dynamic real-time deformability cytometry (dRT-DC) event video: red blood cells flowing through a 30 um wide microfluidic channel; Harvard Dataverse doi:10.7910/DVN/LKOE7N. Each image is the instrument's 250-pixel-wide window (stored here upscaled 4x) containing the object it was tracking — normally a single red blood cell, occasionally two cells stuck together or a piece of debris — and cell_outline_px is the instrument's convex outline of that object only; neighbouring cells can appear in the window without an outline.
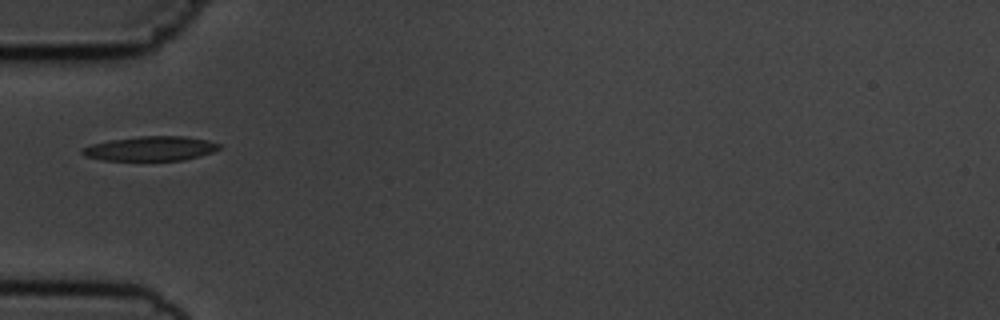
{"species": "common noctule bat (a hibernating species)", "species_latin": "Nyctalus noctula", "temperature_condition": "cold", "stored_images_in_passage": 5, "camera_frame_rate_fps": 3000, "um_per_image_px": 0.085, "animal": {"sex": "male", "body_mass_g": 19.5, "forearm_length_mm": 54.6}, "frame": {"image": 1, "passage_image": 2, "time_ms": 1.333, "image_size_px": [1000, 320], "cell_outline_px": [[224, 148], [212, 152], [184, 160], [104, 160], [84, 156], [80, 152], [80, 148], [92, 144], [108, 140], [140, 136], [184, 136], [208, 140], [220, 144]], "centroid_in_image_um": [12.8, 12.62], "position_along_channel_um": 72.2, "area_um2": 19.65}}
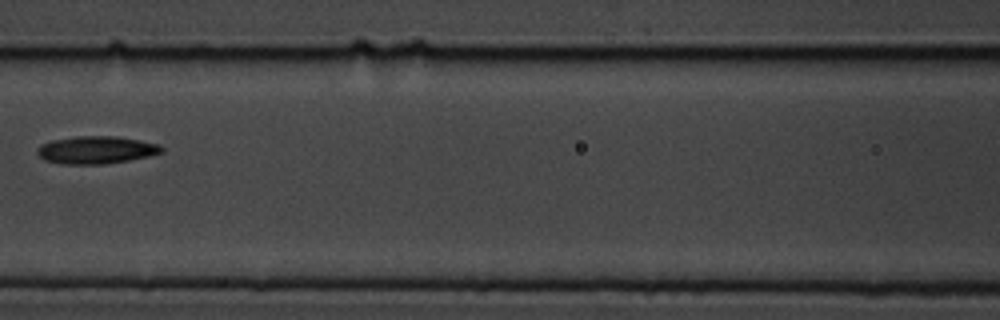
{"frame": {"image": 2, "passage_image": 4, "time_ms": 3.667, "image_size_px": [1000, 320], "cell_outline_px": [[164, 152], [148, 156], [128, 160], [104, 164], [60, 164], [44, 160], [36, 152], [36, 148], [40, 144], [52, 140], [76, 136], [116, 136], [140, 140], [160, 144], [164, 148]], "centroid_in_image_um": [8.16, 12.74], "position_along_channel_um": 158.4, "area_um2": 20.17}}
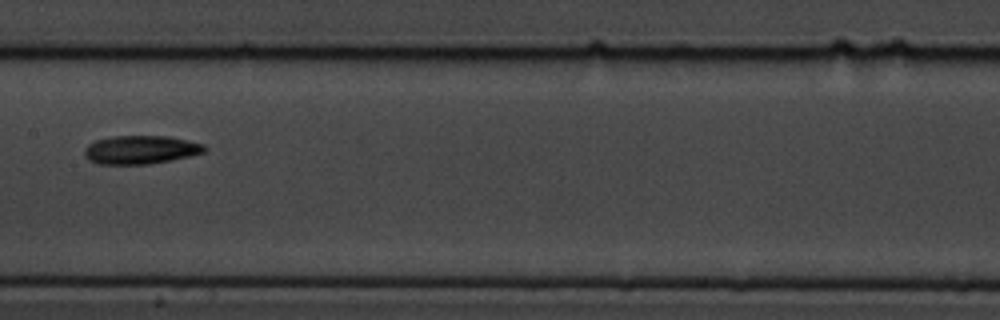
{"frame": {"image": 3, "passage_image": 5, "time_ms": 4.667, "image_size_px": [1000, 320], "cell_outline_px": [[208, 148], [204, 152], [188, 156], [148, 164], [96, 164], [88, 160], [84, 156], [84, 148], [88, 144], [96, 140], [112, 136], [168, 136], [188, 140], [204, 144]], "centroid_in_image_um": [11.92, 12.72], "position_along_channel_um": 195.5, "area_um2": 19.94}}